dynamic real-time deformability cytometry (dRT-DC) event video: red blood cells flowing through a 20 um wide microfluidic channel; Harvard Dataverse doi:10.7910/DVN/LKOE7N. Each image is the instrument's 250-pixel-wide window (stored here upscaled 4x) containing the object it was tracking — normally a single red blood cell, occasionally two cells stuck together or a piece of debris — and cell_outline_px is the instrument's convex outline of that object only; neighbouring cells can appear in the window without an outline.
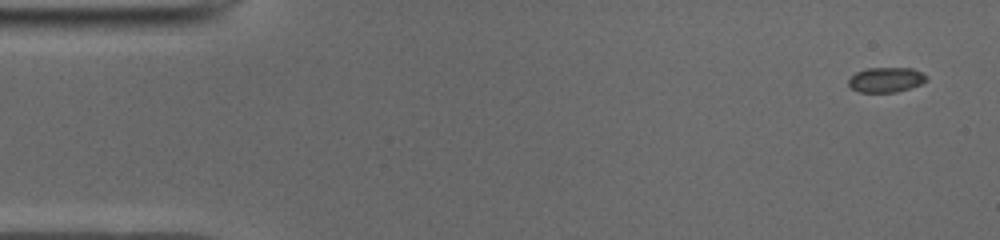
{"species": "common noctule bat (a hibernating species)", "species_latin": "Nyctalus noctula", "temperature_condition": "cold", "stored_images_in_passage": 50, "camera_frame_rate_fps": 3000, "um_per_image_px": 0.085, "animal": {"sex": "male", "body_mass_g": 19.0, "forearm_length_mm": 50.8}, "frame": {"image": 1, "passage_image": 1, "time_ms": 0.0, "image_size_px": [1000, 240], "cell_outline_px": [[928, 80], [920, 84], [896, 92], [860, 92], [852, 88], [848, 84], [848, 80], [856, 72], [868, 68], [912, 68], [928, 76]], "centroid_in_image_um": [75.32, 6.77], "position_along_channel_um": 9.7, "area_um2": 11.21}}
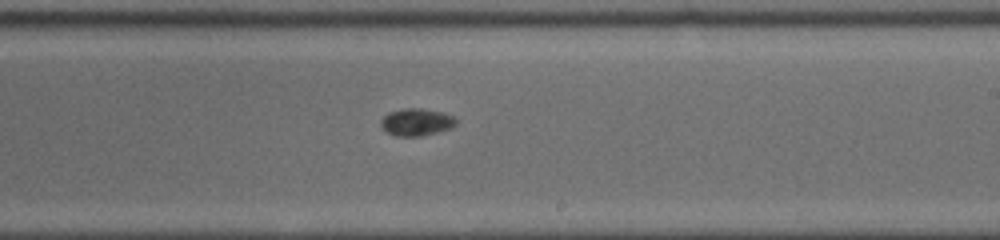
{"frame": {"image": 2, "passage_image": 29, "time_ms": 9.333, "image_size_px": [1000, 240], "cell_outline_px": [[456, 124], [452, 128], [420, 136], [396, 136], [388, 132], [380, 124], [380, 120], [388, 112], [404, 108], [420, 108], [444, 112], [452, 116], [456, 120]], "centroid_in_image_um": [35.4, 10.36], "position_along_channel_um": 253.6, "area_um2": 11.91}}
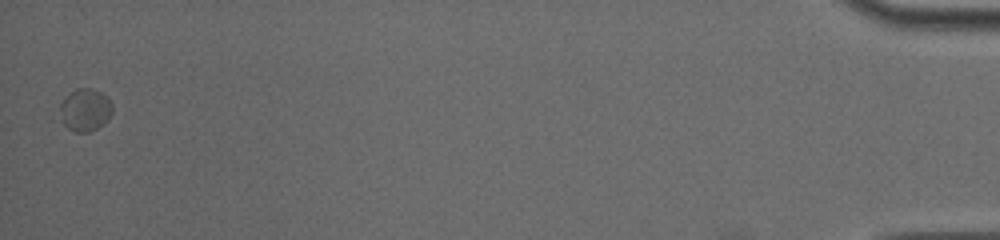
{"frame": {"image": 3, "passage_image": 50, "time_ms": 16.333, "image_size_px": [1000, 240], "cell_outline_px": [[112, 112], [108, 120], [104, 124], [88, 132], [76, 132], [68, 128], [60, 120], [60, 104], [76, 88], [92, 88], [100, 92], [112, 104]], "centroid_in_image_um": [7.24, 9.36], "position_along_channel_um": 428.0, "area_um2": 12.83}}